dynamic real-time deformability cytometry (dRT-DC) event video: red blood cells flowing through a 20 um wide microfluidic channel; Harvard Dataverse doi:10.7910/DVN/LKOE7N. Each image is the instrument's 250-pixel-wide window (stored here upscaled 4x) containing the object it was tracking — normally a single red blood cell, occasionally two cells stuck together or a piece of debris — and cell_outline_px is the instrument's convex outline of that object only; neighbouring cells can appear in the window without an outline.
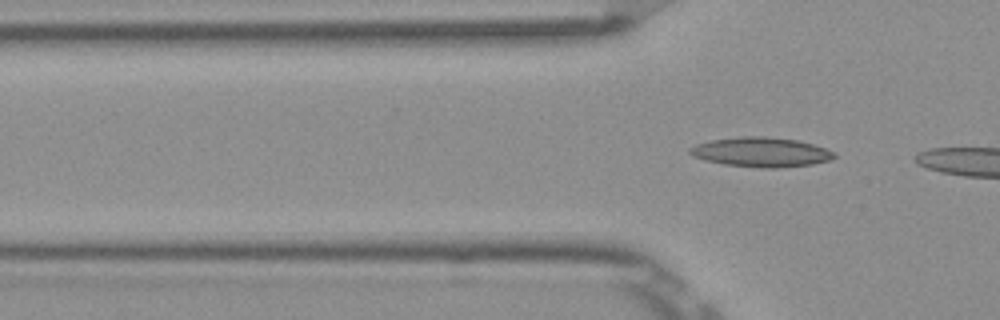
{"species": "Egyptian fruit bat (a non-hibernating species)", "species_latin": "Rousettus aegyptiacus", "temperature_condition": "room temperature", "stored_images_in_passage": 6, "segment_of_instrument_passage": [2, 2], "camera_frame_rate_fps": 3000, "um_per_image_px": 0.085, "frame": {"image": 1, "passage_image": 6, "time_ms": 1.667, "image_size_px": [1000, 320], "cell_outline_px": [[836, 156], [832, 160], [812, 164], [776, 168], [760, 168], [724, 164], [704, 160], [692, 156], [688, 152], [688, 148], [696, 144], [712, 140], [740, 136], [764, 136], [796, 140], [812, 144], [824, 148], [832, 152]], "centroid_in_image_um": [64.65, 12.93], "position_along_channel_um": 61.1, "area_um2": 24.85}}